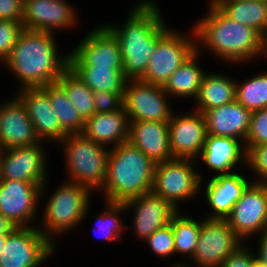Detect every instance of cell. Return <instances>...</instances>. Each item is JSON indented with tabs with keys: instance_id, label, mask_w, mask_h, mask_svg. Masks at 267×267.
I'll list each match as a JSON object with an SVG mask.
<instances>
[{
	"instance_id": "6da1fadb",
	"label": "cell",
	"mask_w": 267,
	"mask_h": 267,
	"mask_svg": "<svg viewBox=\"0 0 267 267\" xmlns=\"http://www.w3.org/2000/svg\"><path fill=\"white\" fill-rule=\"evenodd\" d=\"M207 4L206 14L192 24L198 53L209 51L233 67L263 57V36L257 30L230 19L211 0Z\"/></svg>"
},
{
	"instance_id": "7a4b0ae2",
	"label": "cell",
	"mask_w": 267,
	"mask_h": 267,
	"mask_svg": "<svg viewBox=\"0 0 267 267\" xmlns=\"http://www.w3.org/2000/svg\"><path fill=\"white\" fill-rule=\"evenodd\" d=\"M138 1L127 11L124 22L102 23L118 41L127 80H140L145 75L156 42L170 28L164 21L158 1Z\"/></svg>"
},
{
	"instance_id": "3957f363",
	"label": "cell",
	"mask_w": 267,
	"mask_h": 267,
	"mask_svg": "<svg viewBox=\"0 0 267 267\" xmlns=\"http://www.w3.org/2000/svg\"><path fill=\"white\" fill-rule=\"evenodd\" d=\"M52 32L24 29L3 63L18 80L17 88H36L56 83L68 68V53L59 52Z\"/></svg>"
},
{
	"instance_id": "277c9868",
	"label": "cell",
	"mask_w": 267,
	"mask_h": 267,
	"mask_svg": "<svg viewBox=\"0 0 267 267\" xmlns=\"http://www.w3.org/2000/svg\"><path fill=\"white\" fill-rule=\"evenodd\" d=\"M156 163L129 141L110 148L106 178L97 193L109 202L124 203L152 191Z\"/></svg>"
},
{
	"instance_id": "5b68a950",
	"label": "cell",
	"mask_w": 267,
	"mask_h": 267,
	"mask_svg": "<svg viewBox=\"0 0 267 267\" xmlns=\"http://www.w3.org/2000/svg\"><path fill=\"white\" fill-rule=\"evenodd\" d=\"M48 182L49 179L42 186L41 200L45 198L46 201L43 200L45 206H42L44 209L37 227L58 249L57 240L87 220L92 206L90 203H93V192L86 186L65 180L47 197Z\"/></svg>"
},
{
	"instance_id": "8992f818",
	"label": "cell",
	"mask_w": 267,
	"mask_h": 267,
	"mask_svg": "<svg viewBox=\"0 0 267 267\" xmlns=\"http://www.w3.org/2000/svg\"><path fill=\"white\" fill-rule=\"evenodd\" d=\"M62 149L66 180L99 192L106 178L110 149L81 134H69L58 143Z\"/></svg>"
},
{
	"instance_id": "52a82bcc",
	"label": "cell",
	"mask_w": 267,
	"mask_h": 267,
	"mask_svg": "<svg viewBox=\"0 0 267 267\" xmlns=\"http://www.w3.org/2000/svg\"><path fill=\"white\" fill-rule=\"evenodd\" d=\"M194 159L172 158L156 164L152 192L169 201L179 211L183 203L201 194V181L206 179L197 171ZM184 201V202H183Z\"/></svg>"
},
{
	"instance_id": "ba28073f",
	"label": "cell",
	"mask_w": 267,
	"mask_h": 267,
	"mask_svg": "<svg viewBox=\"0 0 267 267\" xmlns=\"http://www.w3.org/2000/svg\"><path fill=\"white\" fill-rule=\"evenodd\" d=\"M177 30L171 27L158 39L146 73L140 80L164 86L169 77L196 51L193 28L188 29V33Z\"/></svg>"
},
{
	"instance_id": "9c48e42d",
	"label": "cell",
	"mask_w": 267,
	"mask_h": 267,
	"mask_svg": "<svg viewBox=\"0 0 267 267\" xmlns=\"http://www.w3.org/2000/svg\"><path fill=\"white\" fill-rule=\"evenodd\" d=\"M56 248L38 227H15L0 251V267H40Z\"/></svg>"
},
{
	"instance_id": "30bf717a",
	"label": "cell",
	"mask_w": 267,
	"mask_h": 267,
	"mask_svg": "<svg viewBox=\"0 0 267 267\" xmlns=\"http://www.w3.org/2000/svg\"><path fill=\"white\" fill-rule=\"evenodd\" d=\"M243 240L226 219L201 218V232L190 265L219 267Z\"/></svg>"
},
{
	"instance_id": "8fae6325",
	"label": "cell",
	"mask_w": 267,
	"mask_h": 267,
	"mask_svg": "<svg viewBox=\"0 0 267 267\" xmlns=\"http://www.w3.org/2000/svg\"><path fill=\"white\" fill-rule=\"evenodd\" d=\"M170 99L163 86L127 80L123 106L130 121L169 122L174 111Z\"/></svg>"
},
{
	"instance_id": "7c38bea8",
	"label": "cell",
	"mask_w": 267,
	"mask_h": 267,
	"mask_svg": "<svg viewBox=\"0 0 267 267\" xmlns=\"http://www.w3.org/2000/svg\"><path fill=\"white\" fill-rule=\"evenodd\" d=\"M68 52V67L123 68L116 37L97 24Z\"/></svg>"
},
{
	"instance_id": "4fadbf2b",
	"label": "cell",
	"mask_w": 267,
	"mask_h": 267,
	"mask_svg": "<svg viewBox=\"0 0 267 267\" xmlns=\"http://www.w3.org/2000/svg\"><path fill=\"white\" fill-rule=\"evenodd\" d=\"M46 142L0 150V180L44 185L48 180ZM44 146V147H43Z\"/></svg>"
},
{
	"instance_id": "5bb4252c",
	"label": "cell",
	"mask_w": 267,
	"mask_h": 267,
	"mask_svg": "<svg viewBox=\"0 0 267 267\" xmlns=\"http://www.w3.org/2000/svg\"><path fill=\"white\" fill-rule=\"evenodd\" d=\"M42 186L25 181L0 180V213L14 227H37L34 221L41 216L37 214L42 206Z\"/></svg>"
},
{
	"instance_id": "9a60e30c",
	"label": "cell",
	"mask_w": 267,
	"mask_h": 267,
	"mask_svg": "<svg viewBox=\"0 0 267 267\" xmlns=\"http://www.w3.org/2000/svg\"><path fill=\"white\" fill-rule=\"evenodd\" d=\"M226 220L243 242L267 231V185L251 182Z\"/></svg>"
},
{
	"instance_id": "2e32d148",
	"label": "cell",
	"mask_w": 267,
	"mask_h": 267,
	"mask_svg": "<svg viewBox=\"0 0 267 267\" xmlns=\"http://www.w3.org/2000/svg\"><path fill=\"white\" fill-rule=\"evenodd\" d=\"M125 211L130 212V225L126 229L134 232L138 241H145L158 229L171 223L173 216L179 211L169 201L148 192L124 202Z\"/></svg>"
},
{
	"instance_id": "e0dca14e",
	"label": "cell",
	"mask_w": 267,
	"mask_h": 267,
	"mask_svg": "<svg viewBox=\"0 0 267 267\" xmlns=\"http://www.w3.org/2000/svg\"><path fill=\"white\" fill-rule=\"evenodd\" d=\"M78 14L69 0H24L22 23L26 30L57 33L76 28Z\"/></svg>"
},
{
	"instance_id": "ac0fdd59",
	"label": "cell",
	"mask_w": 267,
	"mask_h": 267,
	"mask_svg": "<svg viewBox=\"0 0 267 267\" xmlns=\"http://www.w3.org/2000/svg\"><path fill=\"white\" fill-rule=\"evenodd\" d=\"M168 124L172 157L196 160L207 137L205 115L196 110L181 114L175 109Z\"/></svg>"
},
{
	"instance_id": "d6986e66",
	"label": "cell",
	"mask_w": 267,
	"mask_h": 267,
	"mask_svg": "<svg viewBox=\"0 0 267 267\" xmlns=\"http://www.w3.org/2000/svg\"><path fill=\"white\" fill-rule=\"evenodd\" d=\"M231 174L208 177L206 184L201 181L200 193H204L209 210L204 218L226 219L232 212L233 206L241 198L242 192L252 182V177L240 170ZM205 186V187H204Z\"/></svg>"
},
{
	"instance_id": "ffe728a7",
	"label": "cell",
	"mask_w": 267,
	"mask_h": 267,
	"mask_svg": "<svg viewBox=\"0 0 267 267\" xmlns=\"http://www.w3.org/2000/svg\"><path fill=\"white\" fill-rule=\"evenodd\" d=\"M25 105L40 141L51 145L61 142L68 134L61 128L47 92L42 87L22 88L14 93ZM54 142V143H53Z\"/></svg>"
},
{
	"instance_id": "44dd1931",
	"label": "cell",
	"mask_w": 267,
	"mask_h": 267,
	"mask_svg": "<svg viewBox=\"0 0 267 267\" xmlns=\"http://www.w3.org/2000/svg\"><path fill=\"white\" fill-rule=\"evenodd\" d=\"M7 98L0 105V150L41 142L22 101L15 94Z\"/></svg>"
},
{
	"instance_id": "7402d4cb",
	"label": "cell",
	"mask_w": 267,
	"mask_h": 267,
	"mask_svg": "<svg viewBox=\"0 0 267 267\" xmlns=\"http://www.w3.org/2000/svg\"><path fill=\"white\" fill-rule=\"evenodd\" d=\"M247 154L245 144L242 141L207 134L204 147L196 161L200 160L209 172H214L215 174L211 173L213 177L234 173L239 171L240 167H244L243 170L245 171V168H247Z\"/></svg>"
},
{
	"instance_id": "603a6c76",
	"label": "cell",
	"mask_w": 267,
	"mask_h": 267,
	"mask_svg": "<svg viewBox=\"0 0 267 267\" xmlns=\"http://www.w3.org/2000/svg\"><path fill=\"white\" fill-rule=\"evenodd\" d=\"M207 134L230 137L246 143L254 111L243 107L237 100L204 113Z\"/></svg>"
},
{
	"instance_id": "cb8c5ba5",
	"label": "cell",
	"mask_w": 267,
	"mask_h": 267,
	"mask_svg": "<svg viewBox=\"0 0 267 267\" xmlns=\"http://www.w3.org/2000/svg\"><path fill=\"white\" fill-rule=\"evenodd\" d=\"M128 141L156 164L173 158L168 122L130 121Z\"/></svg>"
},
{
	"instance_id": "d4e9b609",
	"label": "cell",
	"mask_w": 267,
	"mask_h": 267,
	"mask_svg": "<svg viewBox=\"0 0 267 267\" xmlns=\"http://www.w3.org/2000/svg\"><path fill=\"white\" fill-rule=\"evenodd\" d=\"M129 129L130 120L123 106L117 111L94 114L87 118L82 134L110 149L128 141Z\"/></svg>"
},
{
	"instance_id": "484cf974",
	"label": "cell",
	"mask_w": 267,
	"mask_h": 267,
	"mask_svg": "<svg viewBox=\"0 0 267 267\" xmlns=\"http://www.w3.org/2000/svg\"><path fill=\"white\" fill-rule=\"evenodd\" d=\"M222 72L207 70L203 76L198 96L192 110L206 111L236 101V80Z\"/></svg>"
},
{
	"instance_id": "4316f807",
	"label": "cell",
	"mask_w": 267,
	"mask_h": 267,
	"mask_svg": "<svg viewBox=\"0 0 267 267\" xmlns=\"http://www.w3.org/2000/svg\"><path fill=\"white\" fill-rule=\"evenodd\" d=\"M201 54L195 51L164 84V91L171 99H191L192 102L198 96L203 76L206 71L199 63Z\"/></svg>"
},
{
	"instance_id": "83f0119b",
	"label": "cell",
	"mask_w": 267,
	"mask_h": 267,
	"mask_svg": "<svg viewBox=\"0 0 267 267\" xmlns=\"http://www.w3.org/2000/svg\"><path fill=\"white\" fill-rule=\"evenodd\" d=\"M230 19L252 27L262 36L267 31V0H211Z\"/></svg>"
},
{
	"instance_id": "f1b7e54d",
	"label": "cell",
	"mask_w": 267,
	"mask_h": 267,
	"mask_svg": "<svg viewBox=\"0 0 267 267\" xmlns=\"http://www.w3.org/2000/svg\"><path fill=\"white\" fill-rule=\"evenodd\" d=\"M103 202V206L105 207L101 210L102 212L98 211L94 216L91 214L93 222L92 226L94 229L93 232L96 235H99L98 237H101L102 241L106 243L116 242L117 240L121 241L122 239L124 242L125 239L123 234L124 232L126 233L127 229L120 216L124 213L126 215L125 204L105 200Z\"/></svg>"
},
{
	"instance_id": "f546056e",
	"label": "cell",
	"mask_w": 267,
	"mask_h": 267,
	"mask_svg": "<svg viewBox=\"0 0 267 267\" xmlns=\"http://www.w3.org/2000/svg\"><path fill=\"white\" fill-rule=\"evenodd\" d=\"M42 88L48 94L61 128L68 135L81 134L85 127V120L71 104L64 88L58 82L47 84Z\"/></svg>"
},
{
	"instance_id": "4dcf8cb0",
	"label": "cell",
	"mask_w": 267,
	"mask_h": 267,
	"mask_svg": "<svg viewBox=\"0 0 267 267\" xmlns=\"http://www.w3.org/2000/svg\"><path fill=\"white\" fill-rule=\"evenodd\" d=\"M93 92L124 93L123 68L69 67Z\"/></svg>"
},
{
	"instance_id": "1f68e13d",
	"label": "cell",
	"mask_w": 267,
	"mask_h": 267,
	"mask_svg": "<svg viewBox=\"0 0 267 267\" xmlns=\"http://www.w3.org/2000/svg\"><path fill=\"white\" fill-rule=\"evenodd\" d=\"M175 245V255L193 258L201 232V217L197 220L192 215L186 216L183 210L178 211L171 223Z\"/></svg>"
},
{
	"instance_id": "d6a6232c",
	"label": "cell",
	"mask_w": 267,
	"mask_h": 267,
	"mask_svg": "<svg viewBox=\"0 0 267 267\" xmlns=\"http://www.w3.org/2000/svg\"><path fill=\"white\" fill-rule=\"evenodd\" d=\"M81 117L86 120L95 114L94 92L68 67L57 81Z\"/></svg>"
},
{
	"instance_id": "836d02e7",
	"label": "cell",
	"mask_w": 267,
	"mask_h": 267,
	"mask_svg": "<svg viewBox=\"0 0 267 267\" xmlns=\"http://www.w3.org/2000/svg\"><path fill=\"white\" fill-rule=\"evenodd\" d=\"M236 100L248 110L267 108V71L239 81L236 78Z\"/></svg>"
},
{
	"instance_id": "e575fe53",
	"label": "cell",
	"mask_w": 267,
	"mask_h": 267,
	"mask_svg": "<svg viewBox=\"0 0 267 267\" xmlns=\"http://www.w3.org/2000/svg\"><path fill=\"white\" fill-rule=\"evenodd\" d=\"M151 252L158 256L161 260L167 261L175 256V245L172 225L168 224L155 231L145 241Z\"/></svg>"
},
{
	"instance_id": "d590c367",
	"label": "cell",
	"mask_w": 267,
	"mask_h": 267,
	"mask_svg": "<svg viewBox=\"0 0 267 267\" xmlns=\"http://www.w3.org/2000/svg\"><path fill=\"white\" fill-rule=\"evenodd\" d=\"M24 30L23 23L14 20L0 19V64L8 59L21 32Z\"/></svg>"
},
{
	"instance_id": "8d00e7d4",
	"label": "cell",
	"mask_w": 267,
	"mask_h": 267,
	"mask_svg": "<svg viewBox=\"0 0 267 267\" xmlns=\"http://www.w3.org/2000/svg\"><path fill=\"white\" fill-rule=\"evenodd\" d=\"M246 170L252 174V182L267 185V144L254 146L248 152Z\"/></svg>"
},
{
	"instance_id": "74e56055",
	"label": "cell",
	"mask_w": 267,
	"mask_h": 267,
	"mask_svg": "<svg viewBox=\"0 0 267 267\" xmlns=\"http://www.w3.org/2000/svg\"><path fill=\"white\" fill-rule=\"evenodd\" d=\"M267 144V108L254 111L253 120L246 137L247 153L254 147Z\"/></svg>"
},
{
	"instance_id": "f35d334b",
	"label": "cell",
	"mask_w": 267,
	"mask_h": 267,
	"mask_svg": "<svg viewBox=\"0 0 267 267\" xmlns=\"http://www.w3.org/2000/svg\"><path fill=\"white\" fill-rule=\"evenodd\" d=\"M124 93L94 92L95 114L114 112L123 107Z\"/></svg>"
},
{
	"instance_id": "ab89813d",
	"label": "cell",
	"mask_w": 267,
	"mask_h": 267,
	"mask_svg": "<svg viewBox=\"0 0 267 267\" xmlns=\"http://www.w3.org/2000/svg\"><path fill=\"white\" fill-rule=\"evenodd\" d=\"M251 246V247H250ZM252 245L243 242L219 267H252L255 250Z\"/></svg>"
},
{
	"instance_id": "60d3db41",
	"label": "cell",
	"mask_w": 267,
	"mask_h": 267,
	"mask_svg": "<svg viewBox=\"0 0 267 267\" xmlns=\"http://www.w3.org/2000/svg\"><path fill=\"white\" fill-rule=\"evenodd\" d=\"M24 0H0V19L22 22Z\"/></svg>"
},
{
	"instance_id": "b9f144b4",
	"label": "cell",
	"mask_w": 267,
	"mask_h": 267,
	"mask_svg": "<svg viewBox=\"0 0 267 267\" xmlns=\"http://www.w3.org/2000/svg\"><path fill=\"white\" fill-rule=\"evenodd\" d=\"M257 237L256 240L258 242V245L256 247L257 252H255V257L259 261L263 262L267 265V231L262 232L258 235H255L254 238Z\"/></svg>"
},
{
	"instance_id": "7bdbcfd3",
	"label": "cell",
	"mask_w": 267,
	"mask_h": 267,
	"mask_svg": "<svg viewBox=\"0 0 267 267\" xmlns=\"http://www.w3.org/2000/svg\"><path fill=\"white\" fill-rule=\"evenodd\" d=\"M15 227L0 213V234H9Z\"/></svg>"
},
{
	"instance_id": "ee69618b",
	"label": "cell",
	"mask_w": 267,
	"mask_h": 267,
	"mask_svg": "<svg viewBox=\"0 0 267 267\" xmlns=\"http://www.w3.org/2000/svg\"><path fill=\"white\" fill-rule=\"evenodd\" d=\"M267 59V31L263 36V57L262 59Z\"/></svg>"
},
{
	"instance_id": "f6af8a7d",
	"label": "cell",
	"mask_w": 267,
	"mask_h": 267,
	"mask_svg": "<svg viewBox=\"0 0 267 267\" xmlns=\"http://www.w3.org/2000/svg\"><path fill=\"white\" fill-rule=\"evenodd\" d=\"M173 263H174V264L171 265L170 267H195V266H193V265H190V264L186 263V261L182 263L181 261L176 262V261L174 260Z\"/></svg>"
},
{
	"instance_id": "bcb514c9",
	"label": "cell",
	"mask_w": 267,
	"mask_h": 267,
	"mask_svg": "<svg viewBox=\"0 0 267 267\" xmlns=\"http://www.w3.org/2000/svg\"><path fill=\"white\" fill-rule=\"evenodd\" d=\"M252 267H267V265L255 258Z\"/></svg>"
},
{
	"instance_id": "7dc6e473",
	"label": "cell",
	"mask_w": 267,
	"mask_h": 267,
	"mask_svg": "<svg viewBox=\"0 0 267 267\" xmlns=\"http://www.w3.org/2000/svg\"><path fill=\"white\" fill-rule=\"evenodd\" d=\"M8 234H0V251L2 250L4 244H5V239Z\"/></svg>"
}]
</instances>
